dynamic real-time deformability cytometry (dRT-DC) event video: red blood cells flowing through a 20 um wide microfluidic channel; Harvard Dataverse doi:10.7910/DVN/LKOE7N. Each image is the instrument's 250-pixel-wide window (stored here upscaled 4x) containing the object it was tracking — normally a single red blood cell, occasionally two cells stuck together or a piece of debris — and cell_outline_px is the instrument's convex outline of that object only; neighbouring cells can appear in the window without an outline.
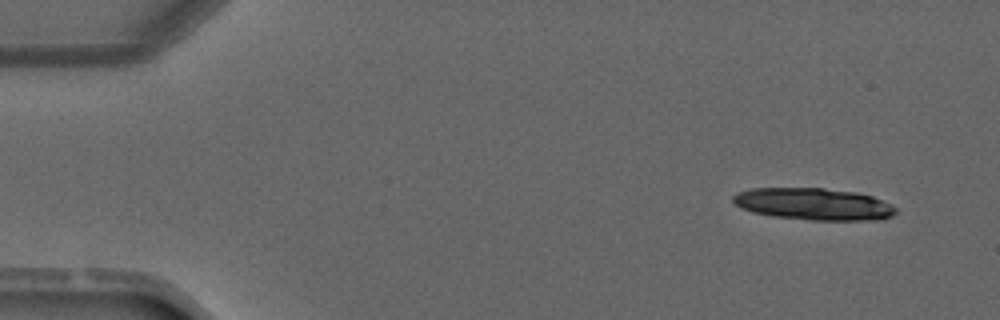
{"species": "common noctule bat (a hibernating species)", "species_latin": "Nyctalus noctula", "temperature_condition": "warm", "stored_images_in_passage": 3, "camera_frame_rate_fps": 3000, "um_per_image_px": 0.085, "animal": {"sex": "male", "forearm_length_mm": 52.5}, "frame": {"image": 1, "passage_image": 1, "time_ms": 0.0, "image_size_px": [1000, 320], "cell_outline_px": [[896, 212], [892, 216], [880, 220], [812, 220], [772, 216], [752, 212], [740, 208], [732, 200], [732, 196], [736, 192], [752, 188], [824, 188], [856, 192], [872, 196], [896, 208]], "centroid_in_image_um": [69.12, 17.34], "position_along_channel_um": 15.9, "area_um2": 30.35}}